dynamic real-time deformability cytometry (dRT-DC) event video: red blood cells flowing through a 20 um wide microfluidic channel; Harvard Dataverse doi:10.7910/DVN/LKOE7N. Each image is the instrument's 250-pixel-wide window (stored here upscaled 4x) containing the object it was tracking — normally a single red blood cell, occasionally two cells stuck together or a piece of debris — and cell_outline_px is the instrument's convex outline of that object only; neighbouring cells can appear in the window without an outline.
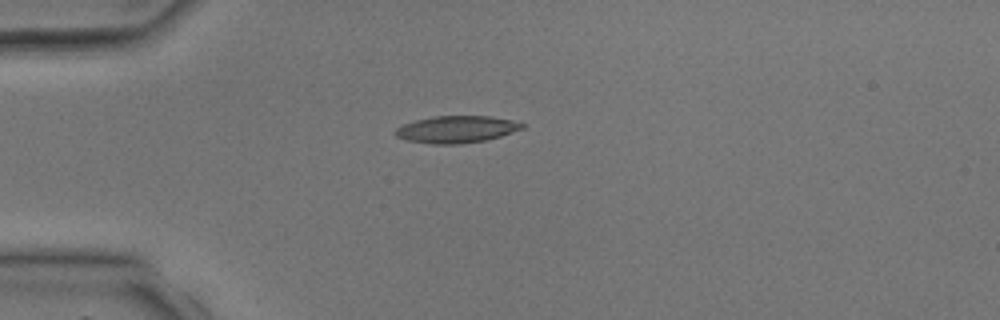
{"species": "common noctule bat (a hibernating species)", "species_latin": "Nyctalus noctula", "temperature_condition": "room temperature", "stored_images_in_passage": 3, "camera_frame_rate_fps": 3000, "um_per_image_px": 0.085, "animal": {"sex": "male", "body_mass_g": 17.9, "forearm_length_mm": 54.2}, "frame": {"image": 1, "passage_image": 3, "time_ms": 2.333, "image_size_px": [1000, 320], "cell_outline_px": [[524, 128], [500, 136], [484, 140], [460, 144], [432, 144], [404, 140], [396, 136], [392, 132], [396, 128], [404, 124], [416, 120], [432, 116], [492, 116], [512, 120], [524, 124]], "centroid_in_image_um": [38.76, 10.99], "position_along_channel_um": 46.2, "area_um2": 20.0}}